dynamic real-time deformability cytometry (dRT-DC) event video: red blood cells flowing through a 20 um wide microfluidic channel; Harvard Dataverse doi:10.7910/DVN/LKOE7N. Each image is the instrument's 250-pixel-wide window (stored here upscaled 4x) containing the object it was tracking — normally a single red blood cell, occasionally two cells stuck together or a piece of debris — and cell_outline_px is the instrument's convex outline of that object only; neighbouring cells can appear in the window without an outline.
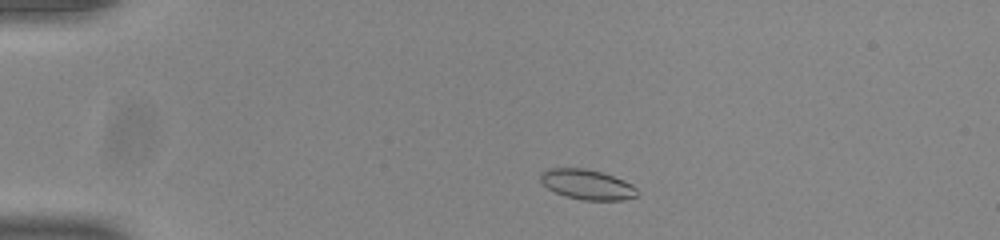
{"species": "common noctule bat (a hibernating species)", "species_latin": "Nyctalus noctula", "temperature_condition": "room temperature", "stored_images_in_passage": 47, "camera_frame_rate_fps": 3000, "um_per_image_px": 0.085, "animal": {"sex": "male", "body_mass_g": 20.0, "forearm_length_mm": 53.3}, "frame": {"image": 1, "passage_image": 5, "time_ms": 1.333, "image_size_px": [1000, 240], "cell_outline_px": [[640, 192], [636, 196], [624, 200], [580, 200], [564, 196], [548, 188], [540, 180], [540, 172], [548, 168], [584, 168], [604, 172], [624, 180], [632, 184]], "centroid_in_image_um": [49.92, 15.68], "position_along_channel_um": 35.1, "area_um2": 17.17}}
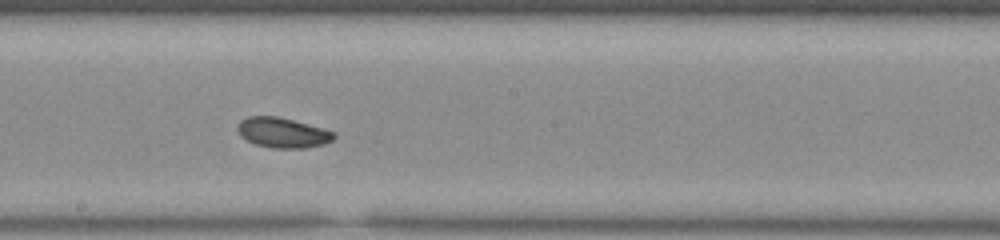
{"frame": {"image": 2, "passage_image": 24, "time_ms": 7.667, "image_size_px": [1000, 240], "cell_outline_px": [[336, 136], [332, 140], [324, 144], [304, 148], [272, 148], [256, 144], [240, 136], [236, 128], [240, 120], [248, 116], [276, 116], [324, 128], [336, 132]], "centroid_in_image_um": [24.03, 11.27], "position_along_channel_um": 224.2, "area_um2": 16.94}}
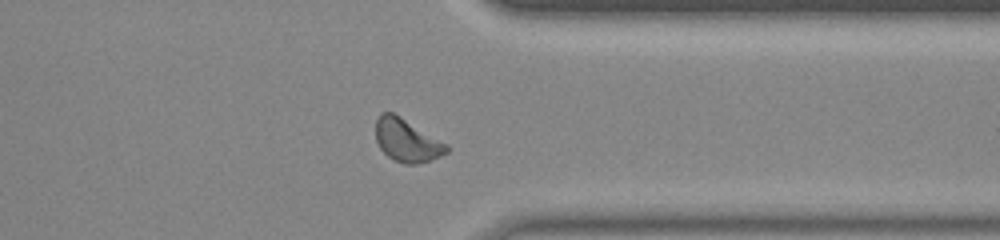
{"frame": {"image": 3, "passage_image": 36, "time_ms": 11.667, "image_size_px": [1000, 240], "cell_outline_px": [[448, 152], [440, 156], [416, 164], [404, 164], [388, 156], [380, 148], [376, 140], [376, 120], [380, 112], [392, 112], [400, 116], [448, 144]], "centroid_in_image_um": [34.57, 11.92], "position_along_channel_um": 376.8, "area_um2": 17.57}, "authors_computed_cell_mechanics": {"area_um2": 17.2244, "velocity_mm_per_s": 3.8748, "shape_relaxation_time_tau1_ms": 3.8887, "shape_relaxation_time_tau2_ms": null, "deformation_change_tau1": 0.0874, "deformation_change_tau2": null}}